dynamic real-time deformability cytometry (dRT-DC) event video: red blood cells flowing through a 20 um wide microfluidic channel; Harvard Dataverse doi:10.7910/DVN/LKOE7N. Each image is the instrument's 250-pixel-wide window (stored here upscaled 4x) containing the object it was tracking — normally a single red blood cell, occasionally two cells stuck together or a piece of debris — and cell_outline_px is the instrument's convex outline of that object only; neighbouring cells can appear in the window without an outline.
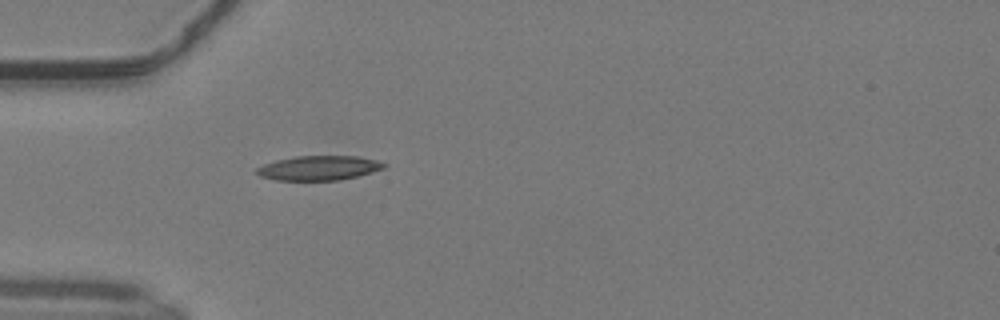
{"species": "common noctule bat (a hibernating species)", "species_latin": "Nyctalus noctula", "temperature_condition": "warm", "stored_images_in_passage": 36, "camera_frame_rate_fps": 3000, "um_per_image_px": 0.085, "animal": {"sex": "male", "body_mass_g": 19.2, "forearm_length_mm": 51.8}, "frame": {"image": 1, "passage_image": 1, "time_ms": 0.0, "image_size_px": [1000, 320], "cell_outline_px": [[388, 164], [384, 168], [356, 176], [340, 180], [276, 180], [260, 176], [256, 172], [256, 168], [264, 164], [276, 160], [296, 156], [356, 156], [376, 160]], "centroid_in_image_um": [27.09, 14.27], "position_along_channel_um": 57.9, "area_um2": 18.03}}
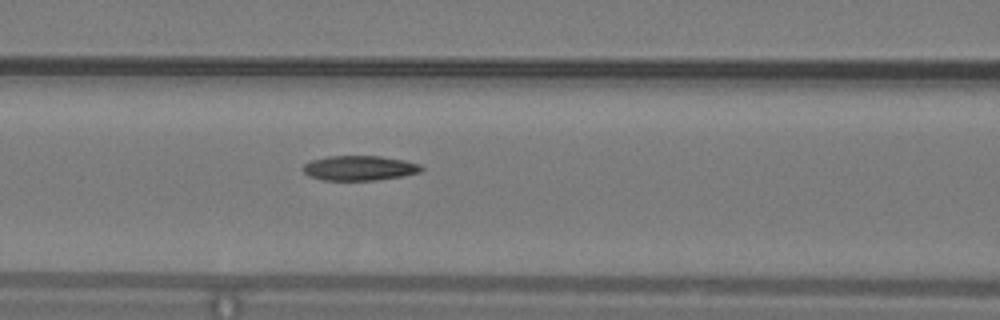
{"frame": {"image": 2, "passage_image": 7, "time_ms": 2.0, "image_size_px": [1000, 320], "cell_outline_px": [[424, 168], [420, 172], [404, 176], [376, 180], [324, 180], [308, 176], [300, 168], [304, 164], [312, 160], [328, 156], [380, 156], [404, 160], [420, 164]], "centroid_in_image_um": [30.55, 14.28], "position_along_channel_um": 136.1, "area_um2": 17.22}}
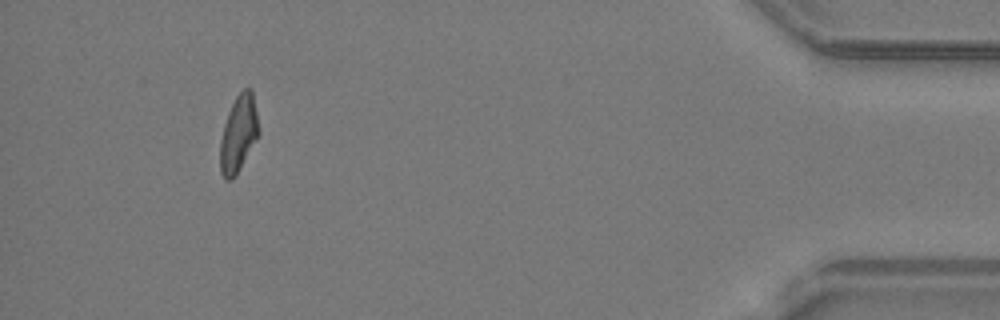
{"frame": {"image": 3, "passage_image": 32, "time_ms": 10.333, "image_size_px": [1000, 320], "cell_outline_px": [[260, 132], [256, 140], [236, 176], [232, 180], [224, 180], [220, 172], [220, 140], [224, 124], [228, 112], [236, 96], [244, 88], [252, 88]], "centroid_in_image_um": [20.27, 11.39], "position_along_channel_um": 414.9, "area_um2": 17.4}, "authors_computed_cell_mechanics": {"area_um2": 17.4267, "velocity_mm_per_s": 4.1361, "shape_relaxation_time_tau1_ms": null, "shape_relaxation_time_tau2_ms": 7.3903, "deformation_change_tau1": null, "deformation_change_tau2": 0.1778}}